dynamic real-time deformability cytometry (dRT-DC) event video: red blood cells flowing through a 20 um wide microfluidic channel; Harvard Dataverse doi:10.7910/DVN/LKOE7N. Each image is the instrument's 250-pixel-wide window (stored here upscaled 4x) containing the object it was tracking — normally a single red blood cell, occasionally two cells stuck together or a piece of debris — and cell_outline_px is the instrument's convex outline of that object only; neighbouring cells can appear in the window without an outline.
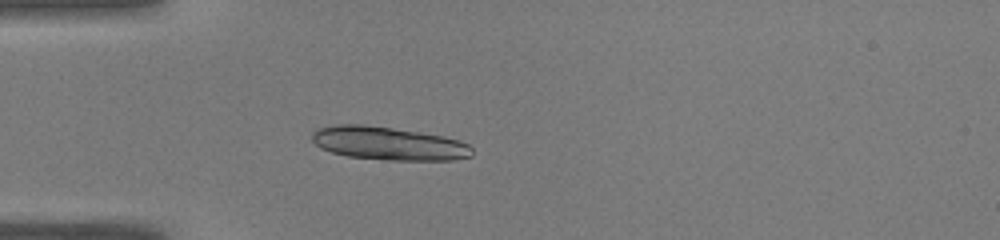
{"species": "common noctule bat (a hibernating species)", "species_latin": "Nyctalus noctula", "temperature_condition": "warm", "stored_images_in_passage": 38, "camera_frame_rate_fps": 3000, "um_per_image_px": 0.085, "animal": {"sex": "male", "body_mass_g": 19.0, "forearm_length_mm": 50.8}, "frame": {"image": 1, "passage_image": 3, "time_ms": 0.667, "image_size_px": [1000, 240], "cell_outline_px": [[472, 156], [452, 160], [388, 160], [348, 156], [332, 152], [320, 148], [312, 140], [312, 132], [320, 128], [336, 124], [364, 124], [392, 128], [444, 136], [460, 140], [468, 144], [472, 148]], "centroid_in_image_um": [33.03, 12.19], "position_along_channel_um": 52.0, "area_um2": 30.98}}
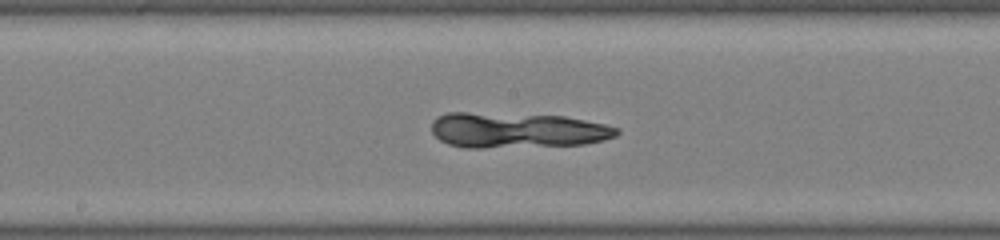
{"frame": {"image": 2, "passage_image": 15, "time_ms": 4.667, "image_size_px": [1000, 240], "cell_outline_px": [[620, 132], [616, 136], [604, 140], [584, 144], [484, 148], [464, 148], [448, 144], [440, 140], [432, 132], [432, 120], [436, 116], [448, 112], [468, 112], [564, 116], [604, 124], [620, 128]], "centroid_in_image_um": [43.92, 11.07], "position_along_channel_um": 204.3, "area_um2": 38.38}}
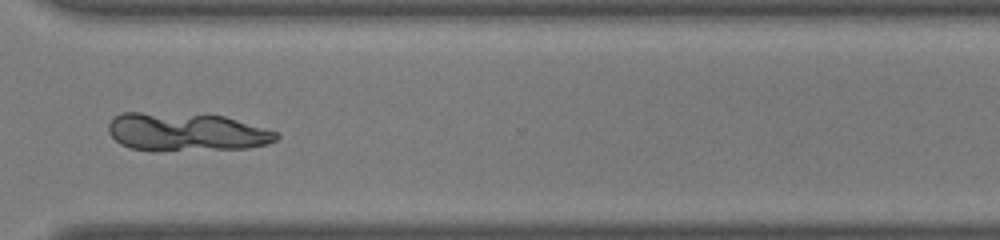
{"frame": {"image": 3, "passage_image": 26, "time_ms": 8.333, "image_size_px": [1000, 240], "cell_outline_px": [[280, 136], [276, 140], [264, 144], [248, 148], [128, 148], [120, 144], [108, 132], [108, 124], [112, 116], [120, 112], [140, 112], [224, 116], [280, 132]], "centroid_in_image_um": [15.82, 11.17], "position_along_channel_um": 354.8, "area_um2": 36.3}}